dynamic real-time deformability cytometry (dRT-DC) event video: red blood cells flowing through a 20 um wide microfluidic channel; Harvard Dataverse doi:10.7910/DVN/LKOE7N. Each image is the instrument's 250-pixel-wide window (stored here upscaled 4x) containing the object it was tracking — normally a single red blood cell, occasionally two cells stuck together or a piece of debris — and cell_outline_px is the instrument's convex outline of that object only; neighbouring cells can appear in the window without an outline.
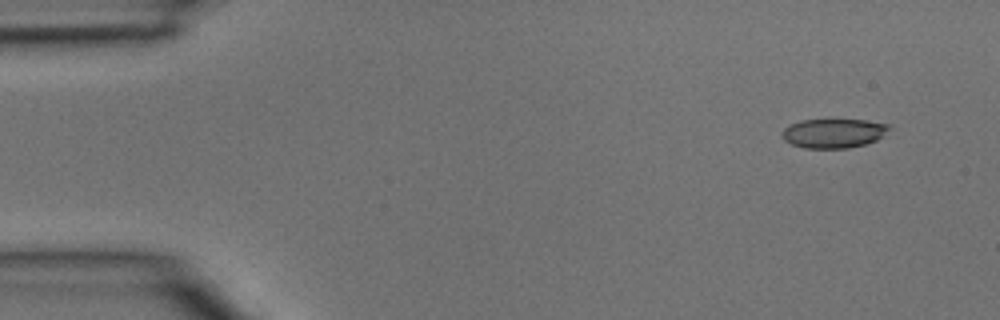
{"species": "common noctule bat (a hibernating species)", "species_latin": "Nyctalus noctula", "temperature_condition": "room temperature", "stored_images_in_passage": 4, "camera_frame_rate_fps": 3000, "um_per_image_px": 0.085, "animal": {"sex": "male", "body_mass_g": 15.6}, "frame": {"image": 1, "passage_image": 1, "time_ms": 0.0, "image_size_px": [1000, 320], "cell_outline_px": [[892, 128], [876, 140], [864, 144], [848, 148], [804, 148], [792, 144], [784, 140], [780, 136], [784, 128], [800, 120], [864, 120], [892, 124]], "centroid_in_image_um": [70.86, 11.32], "position_along_channel_um": 14.1, "area_um2": 18.26}}